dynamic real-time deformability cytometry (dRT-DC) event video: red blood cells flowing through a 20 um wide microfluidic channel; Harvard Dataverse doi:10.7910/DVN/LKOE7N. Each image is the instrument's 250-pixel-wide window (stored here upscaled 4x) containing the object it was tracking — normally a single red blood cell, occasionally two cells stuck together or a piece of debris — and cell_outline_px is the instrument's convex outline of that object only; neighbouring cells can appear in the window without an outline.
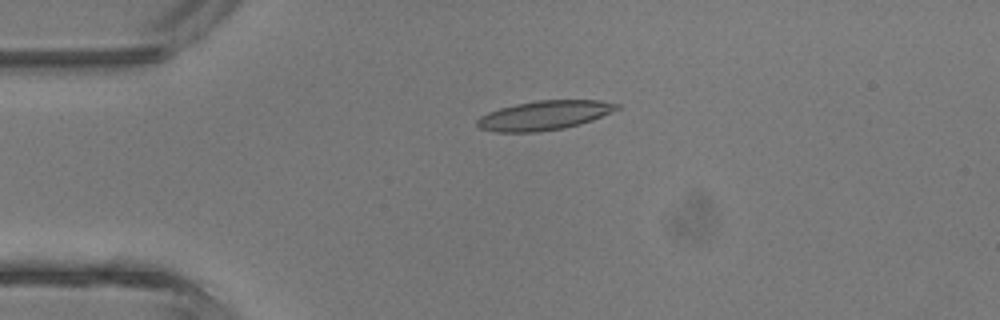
{"species": "common noctule bat (a hibernating species)", "species_latin": "Nyctalus noctula", "temperature_condition": "room temperature", "stored_images_in_passage": 5, "camera_frame_rate_fps": 3000, "um_per_image_px": 0.085, "animal": {"sex": "male", "body_mass_g": 13.3}, "frame": {"image": 1, "passage_image": 3, "time_ms": 2.333, "image_size_px": [1000, 320], "cell_outline_px": [[620, 108], [612, 112], [592, 120], [580, 124], [564, 128], [536, 132], [496, 132], [480, 128], [476, 124], [476, 120], [480, 116], [488, 112], [500, 108], [516, 104], [536, 100], [600, 100], [620, 104]], "centroid_in_image_um": [46.27, 9.8], "position_along_channel_um": 38.7, "area_um2": 23.87}}
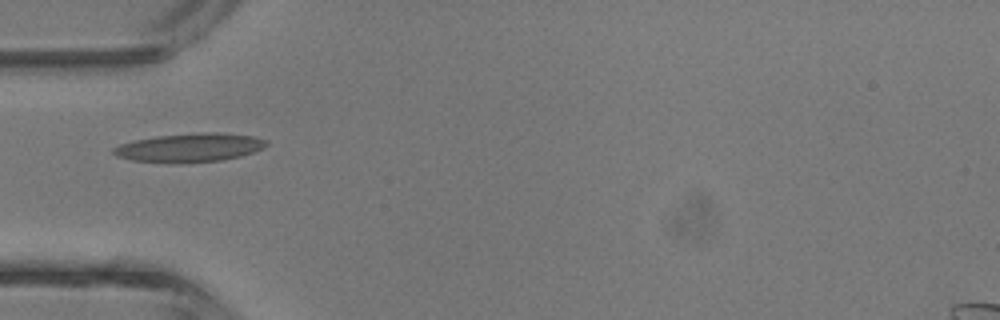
{"frame": {"image": 2, "passage_image": 4, "time_ms": 3.667, "image_size_px": [1000, 320], "cell_outline_px": [[268, 144], [264, 148], [240, 156], [224, 160], [184, 164], [168, 164], [132, 160], [116, 156], [112, 152], [112, 148], [120, 144], [136, 140], [156, 136], [204, 132], [220, 132], [256, 136], [268, 140]], "centroid_in_image_um": [16.14, 12.56], "position_along_channel_um": 68.9, "area_um2": 26.13}}
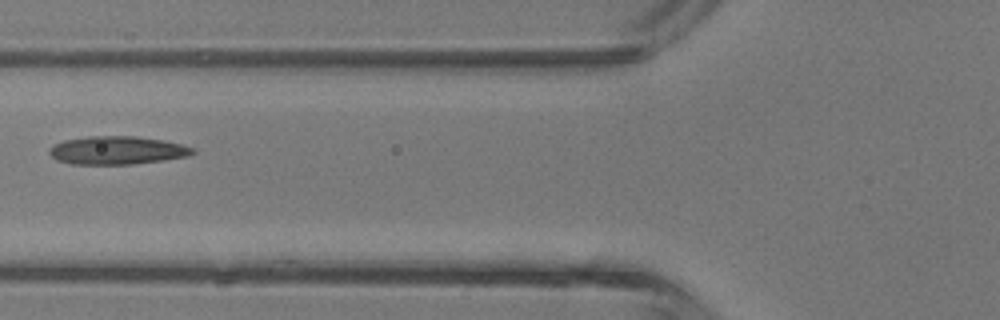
{"frame": {"image": 3, "passage_image": 5, "time_ms": 4.667, "image_size_px": [1000, 320], "cell_outline_px": [[196, 152], [188, 156], [164, 160], [132, 164], [72, 164], [56, 160], [48, 152], [48, 148], [52, 144], [64, 140], [88, 136], [136, 136], [160, 140], [180, 144], [196, 148]], "centroid_in_image_um": [9.92, 12.78], "position_along_channel_um": 115.9, "area_um2": 23.64}}